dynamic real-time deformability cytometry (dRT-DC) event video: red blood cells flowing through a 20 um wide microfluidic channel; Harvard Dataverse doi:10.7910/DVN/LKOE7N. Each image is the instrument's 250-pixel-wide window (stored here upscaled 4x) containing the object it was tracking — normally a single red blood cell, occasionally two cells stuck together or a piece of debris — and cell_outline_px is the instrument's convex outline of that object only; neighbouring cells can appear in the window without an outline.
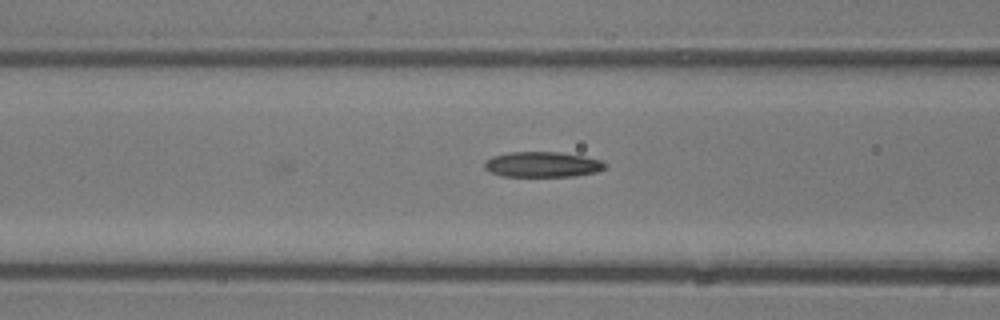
{"species": "common noctule bat (a hibernating species)", "species_latin": "Nyctalus noctula", "temperature_condition": "room temperature", "stored_images_in_passage": 19, "camera_frame_rate_fps": 3000, "um_per_image_px": 0.085, "animal": {"sex": "male", "body_mass_g": 13.3}, "frame": {"image": 1, "passage_image": 19, "time_ms": 6.0, "image_size_px": [1000, 320], "cell_outline_px": [[608, 168], [596, 172], [576, 176], [500, 176], [488, 172], [484, 168], [484, 160], [492, 156], [508, 152], [560, 152], [584, 156], [604, 160], [608, 164]], "centroid_in_image_um": [46.13, 13.98], "position_along_channel_um": 120.5, "area_um2": 18.26}}